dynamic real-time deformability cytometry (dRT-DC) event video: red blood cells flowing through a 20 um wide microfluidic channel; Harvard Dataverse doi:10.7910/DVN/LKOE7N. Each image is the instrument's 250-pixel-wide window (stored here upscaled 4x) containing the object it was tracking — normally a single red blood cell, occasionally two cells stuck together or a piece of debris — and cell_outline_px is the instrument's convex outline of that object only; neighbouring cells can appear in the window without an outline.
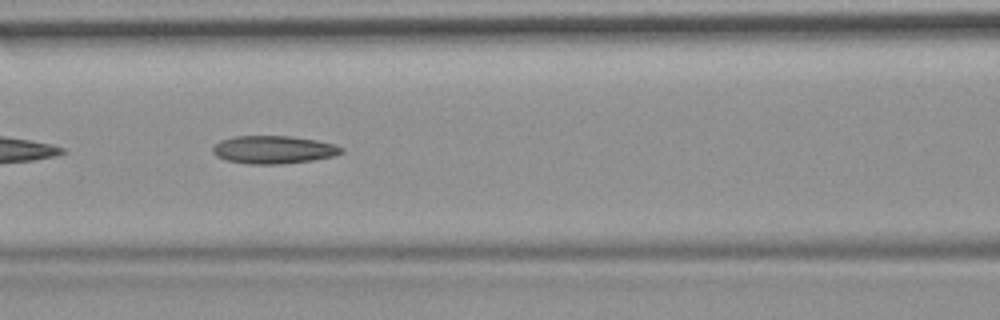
{"species": "common noctule bat (a hibernating species)", "species_latin": "Nyctalus noctula", "temperature_condition": "room temperature", "stored_images_in_passage": 11, "camera_frame_rate_fps": 3000, "um_per_image_px": 0.085, "animal": {"sex": "female", "body_mass_g": 19.9}, "frame": {"image": 1, "passage_image": 8, "time_ms": 2.333, "image_size_px": [1000, 320], "cell_outline_px": [[344, 152], [336, 156], [316, 160], [280, 164], [248, 164], [224, 160], [216, 156], [212, 152], [212, 148], [220, 140], [236, 136], [292, 136], [316, 140], [336, 144], [344, 148]], "centroid_in_image_um": [23.29, 12.73], "position_along_channel_um": 143.3, "area_um2": 21.27}}